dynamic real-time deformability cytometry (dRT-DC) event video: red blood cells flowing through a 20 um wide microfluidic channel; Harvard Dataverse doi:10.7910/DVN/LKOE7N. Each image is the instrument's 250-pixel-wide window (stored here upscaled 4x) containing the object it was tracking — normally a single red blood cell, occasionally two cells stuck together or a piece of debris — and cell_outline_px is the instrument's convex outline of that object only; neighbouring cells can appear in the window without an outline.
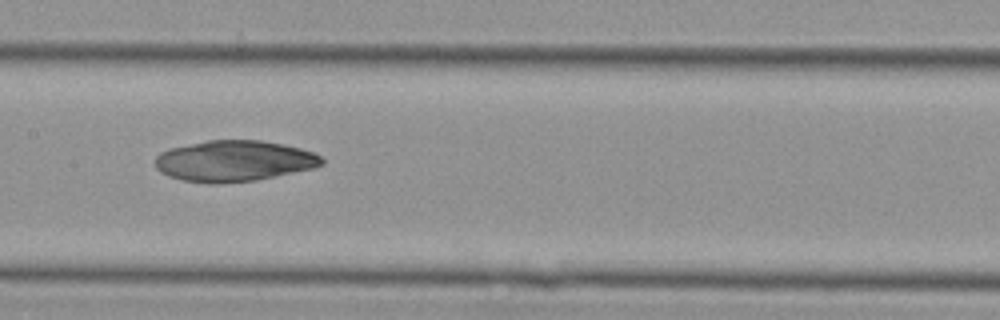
{"species": "Egyptian fruit bat (a non-hibernating species)", "species_latin": "Rousettus aegyptiacus", "temperature_condition": "cold", "stored_images_in_passage": 33, "camera_frame_rate_fps": 3000, "um_per_image_px": 0.085, "animal": {"sex": "female"}, "frame": {"image": 1, "passage_image": 11, "time_ms": 3.333, "image_size_px": [1000, 320], "cell_outline_px": [[324, 164], [312, 168], [256, 180], [216, 184], [212, 184], [180, 180], [168, 176], [160, 172], [156, 168], [156, 156], [160, 152], [168, 148], [208, 140], [260, 140], [284, 144], [300, 148], [312, 152], [320, 156], [324, 160]], "centroid_in_image_um": [19.86, 13.68], "position_along_channel_um": 187.5, "area_um2": 39.88}}
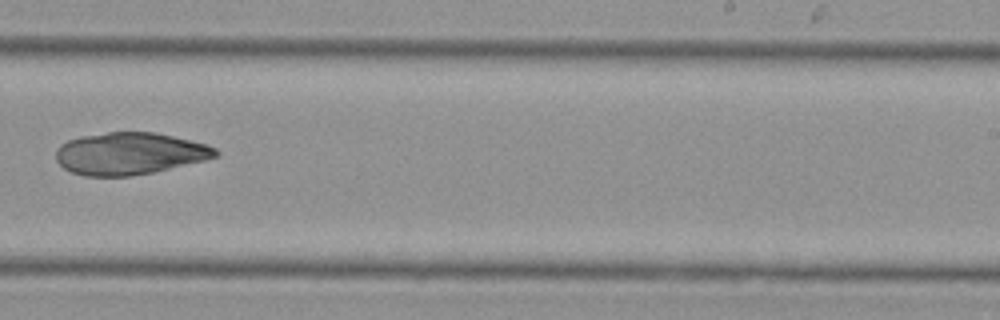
{"frame": {"image": 2, "passage_image": 17, "time_ms": 5.333, "image_size_px": [1000, 320], "cell_outline_px": [[220, 152], [216, 156], [204, 160], [152, 172], [128, 176], [84, 176], [72, 172], [64, 168], [56, 160], [56, 148], [60, 144], [68, 140], [80, 136], [108, 132], [156, 132], [208, 144], [216, 148]], "centroid_in_image_um": [11.0, 13.04], "position_along_channel_um": 278.0, "area_um2": 39.13}}
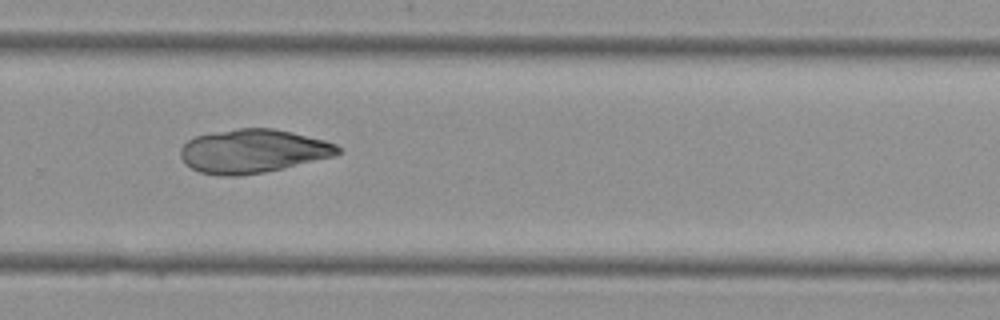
{"frame": {"image": 3, "passage_image": 19, "time_ms": 6.0, "image_size_px": [1000, 320], "cell_outline_px": [[340, 152], [336, 156], [264, 172], [240, 176], [224, 176], [200, 172], [184, 164], [180, 156], [180, 148], [188, 140], [196, 136], [236, 128], [272, 128], [292, 132], [324, 140], [336, 144], [340, 148]], "centroid_in_image_um": [21.49, 12.85], "position_along_channel_um": 308.3, "area_um2": 40.0}}